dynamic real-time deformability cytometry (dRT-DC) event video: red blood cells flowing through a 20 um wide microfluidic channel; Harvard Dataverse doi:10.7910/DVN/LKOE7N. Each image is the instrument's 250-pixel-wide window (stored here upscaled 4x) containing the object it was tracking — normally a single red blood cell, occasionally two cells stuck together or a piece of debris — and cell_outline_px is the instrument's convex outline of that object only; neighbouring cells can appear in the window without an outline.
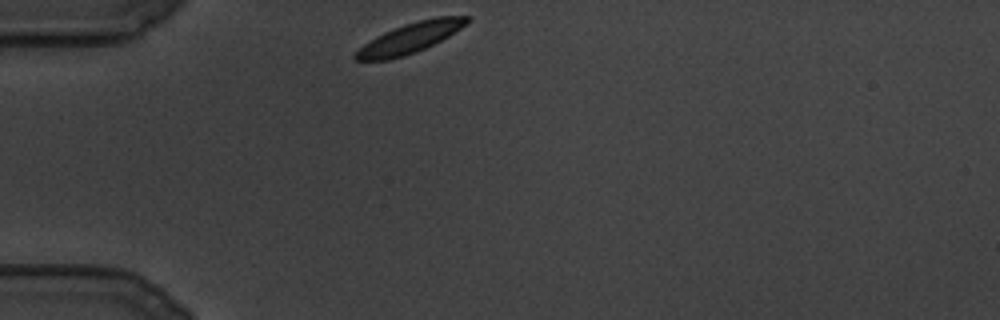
{"species": "common noctule bat (a hibernating species)", "species_latin": "Nyctalus noctula", "temperature_condition": "cold", "stored_images_in_passage": 71, "camera_frame_rate_fps": 3000, "um_per_image_px": 0.085, "animal": {"sex": "male", "body_mass_g": 19.5, "forearm_length_mm": 54.6}, "frame": {"image": 1, "passage_image": 1, "time_ms": 0.0, "image_size_px": [1000, 320], "cell_outline_px": [[472, 20], [468, 24], [448, 36], [424, 48], [404, 56], [388, 60], [352, 60], [352, 56], [364, 44], [376, 36], [384, 32], [404, 24], [436, 16], [472, 16]], "centroid_in_image_um": [34.87, 3.21], "position_along_channel_um": 50.1, "area_um2": 19.48}}
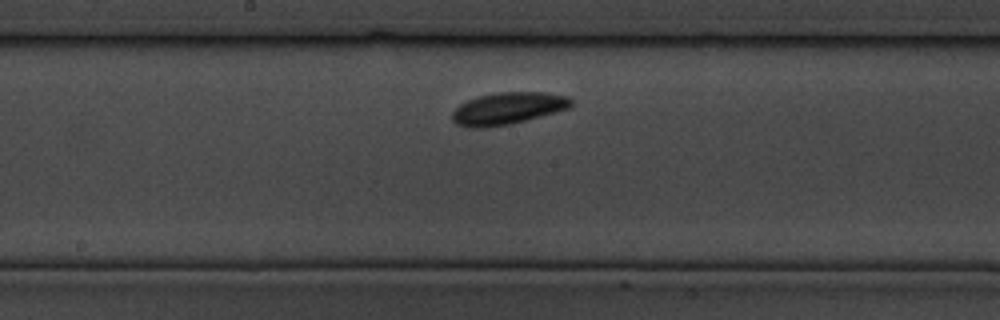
{"frame": {"image": 2, "passage_image": 33, "time_ms": 10.667, "image_size_px": [1000, 320], "cell_outline_px": [[572, 104], [568, 108], [524, 120], [508, 124], [484, 128], [464, 128], [456, 124], [452, 120], [452, 112], [460, 104], [468, 100], [480, 96], [496, 92], [548, 92], [568, 96], [572, 100]], "centroid_in_image_um": [43.12, 9.21], "position_along_channel_um": 205.1, "area_um2": 22.08}}
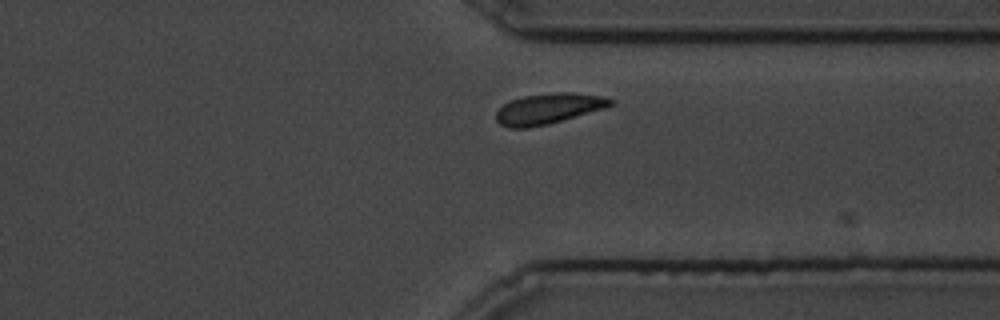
{"frame": {"image": 3, "passage_image": 62, "time_ms": 20.333, "image_size_px": [1000, 320], "cell_outline_px": [[616, 100], [612, 104], [604, 108], [548, 124], [528, 128], [508, 128], [500, 124], [496, 120], [496, 112], [508, 100], [524, 96], [556, 92], [572, 92], [600, 96]], "centroid_in_image_um": [46.58, 9.23], "position_along_channel_um": 364.8, "area_um2": 20.29}}